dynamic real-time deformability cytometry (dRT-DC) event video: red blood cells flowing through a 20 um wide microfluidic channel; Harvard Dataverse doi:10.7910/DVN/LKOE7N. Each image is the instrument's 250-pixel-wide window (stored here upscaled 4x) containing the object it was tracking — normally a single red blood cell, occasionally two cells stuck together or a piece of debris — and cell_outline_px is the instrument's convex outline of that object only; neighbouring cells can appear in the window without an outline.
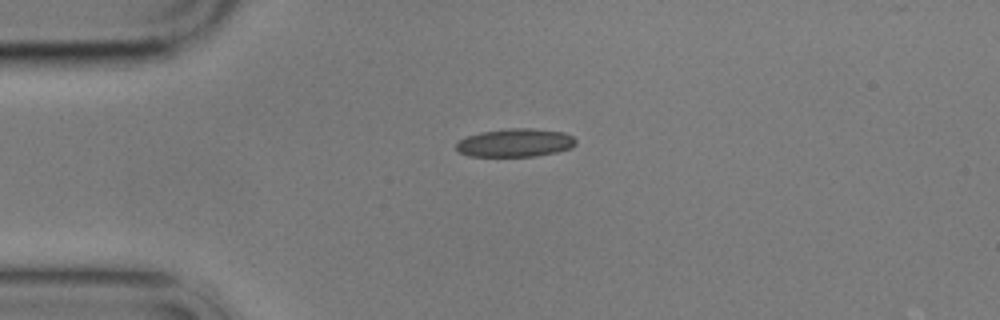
{"species": "common noctule bat (a hibernating species)", "species_latin": "Nyctalus noctula", "temperature_condition": "cold", "stored_images_in_passage": 7, "camera_frame_rate_fps": 3000, "um_per_image_px": 0.085, "animal": {"sex": "male", "body_mass_g": 17.9}, "frame": {"image": 1, "passage_image": 1, "time_ms": 0.0, "image_size_px": [1000, 320], "cell_outline_px": [[576, 144], [572, 148], [556, 152], [536, 156], [468, 156], [460, 152], [456, 148], [456, 144], [460, 140], [468, 136], [480, 132], [508, 128], [532, 128], [564, 132], [572, 136], [576, 140]], "centroid_in_image_um": [43.82, 12.13], "position_along_channel_um": 41.2, "area_um2": 19.71}}
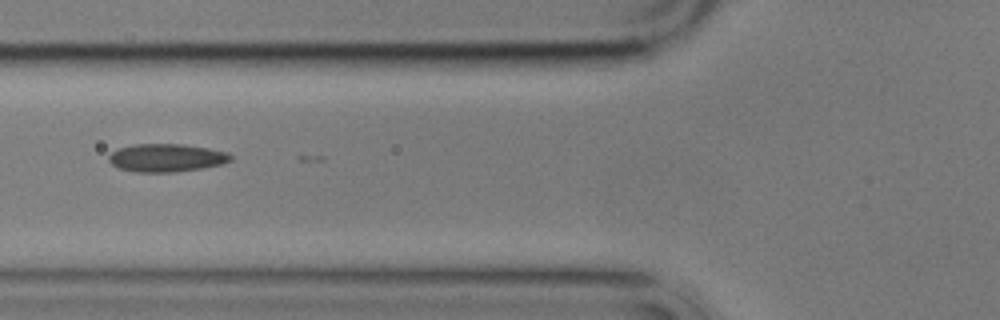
{"frame": {"image": 2, "passage_image": 3, "time_ms": 2.667, "image_size_px": [1000, 320], "cell_outline_px": [[232, 160], [220, 164], [200, 168], [176, 172], [136, 172], [120, 168], [112, 164], [108, 160], [108, 156], [116, 148], [136, 144], [184, 144], [208, 148], [228, 152], [232, 156]], "centroid_in_image_um": [14.13, 13.4], "position_along_channel_um": 111.7, "area_um2": 19.88}}
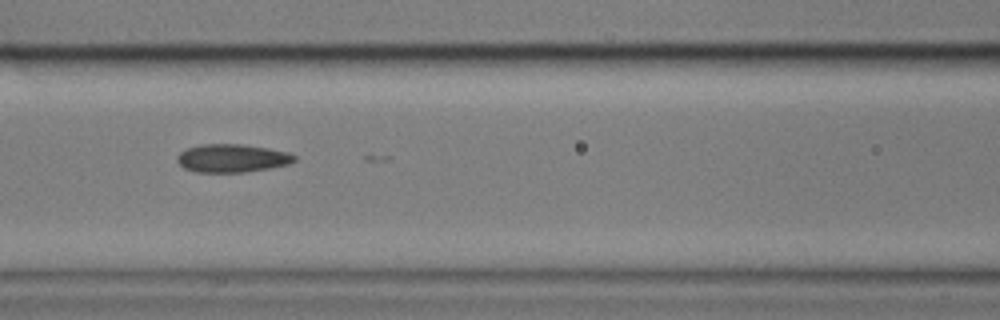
{"frame": {"image": 3, "passage_image": 4, "time_ms": 3.667, "image_size_px": [1000, 320], "cell_outline_px": [[296, 160], [288, 164], [268, 168], [244, 172], [196, 172], [184, 168], [176, 160], [176, 156], [180, 152], [188, 148], [200, 144], [240, 144], [268, 148], [288, 152], [296, 156]], "centroid_in_image_um": [19.7, 13.44], "position_along_channel_um": 146.9, "area_um2": 19.19}}